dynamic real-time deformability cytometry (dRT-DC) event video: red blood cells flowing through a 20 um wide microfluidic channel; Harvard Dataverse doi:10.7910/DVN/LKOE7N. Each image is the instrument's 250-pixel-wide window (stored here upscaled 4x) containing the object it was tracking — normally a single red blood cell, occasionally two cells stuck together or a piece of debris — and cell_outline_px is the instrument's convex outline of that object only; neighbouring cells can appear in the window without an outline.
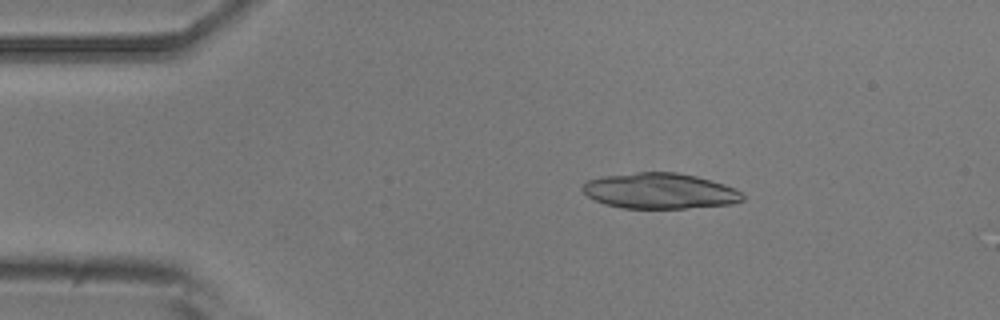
{"species": "common noctule bat (a hibernating species)", "species_latin": "Nyctalus noctula", "temperature_condition": "room temperature", "stored_images_in_passage": 45, "camera_frame_rate_fps": 3000, "um_per_image_px": 0.085, "animal": {"sex": "male", "body_mass_g": 20.5, "forearm_length_mm": 52.5}, "frame": {"image": 1, "passage_image": 6, "time_ms": 1.667, "image_size_px": [1000, 320], "cell_outline_px": [[744, 200], [732, 204], [684, 208], [620, 208], [604, 204], [588, 196], [580, 188], [588, 180], [604, 176], [636, 172], [676, 172], [696, 176], [724, 184], [740, 192], [744, 196]], "centroid_in_image_um": [56.07, 16.23], "position_along_channel_um": 28.9, "area_um2": 33.12}}